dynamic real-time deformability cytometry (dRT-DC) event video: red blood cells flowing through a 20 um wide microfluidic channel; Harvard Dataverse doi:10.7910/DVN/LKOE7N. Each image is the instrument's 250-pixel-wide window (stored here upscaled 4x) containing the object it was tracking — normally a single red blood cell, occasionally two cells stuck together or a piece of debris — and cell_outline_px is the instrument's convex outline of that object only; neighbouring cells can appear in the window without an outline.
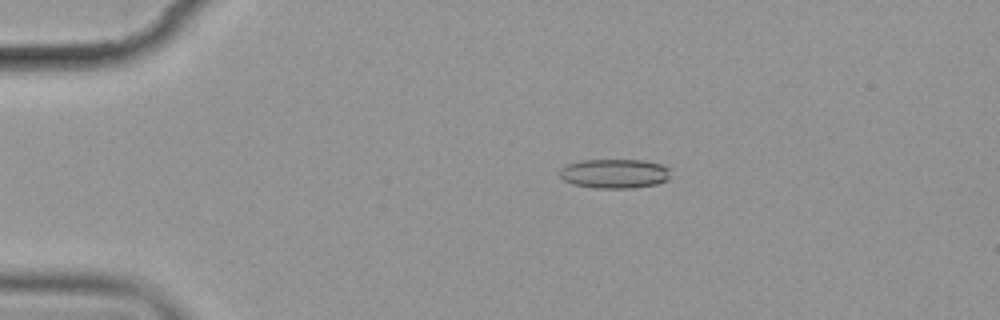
{"species": "common noctule bat (a hibernating species)", "species_latin": "Nyctalus noctula", "temperature_condition": "cold", "stored_images_in_passage": 6, "camera_frame_rate_fps": 3000, "um_per_image_px": 0.085, "animal": {"sex": "female", "body_mass_g": 19.9}, "frame": {"image": 1, "passage_image": 3, "time_ms": 3.333, "image_size_px": [1000, 320], "cell_outline_px": [[668, 180], [656, 184], [632, 188], [592, 188], [572, 184], [564, 180], [560, 176], [560, 168], [564, 164], [580, 160], [644, 160], [660, 164], [668, 168]], "centroid_in_image_um": [52.18, 14.75], "position_along_channel_um": 32.8, "area_um2": 19.07}}
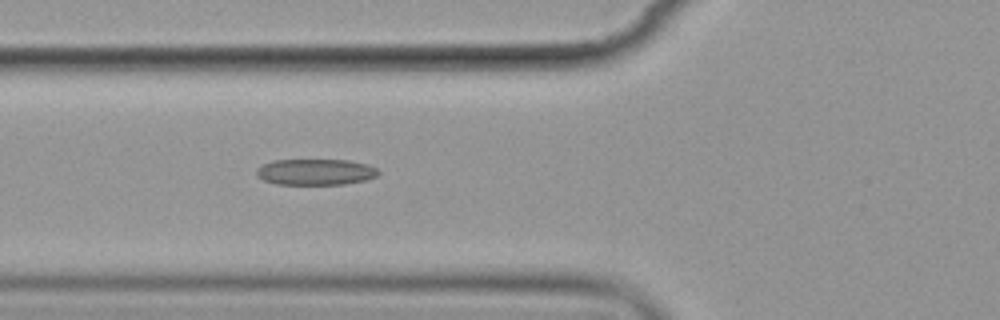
{"frame": {"image": 2, "passage_image": 6, "time_ms": 6.667, "image_size_px": [1000, 320], "cell_outline_px": [[380, 172], [376, 176], [368, 180], [344, 184], [276, 184], [264, 180], [256, 176], [256, 168], [272, 160], [348, 160], [368, 164], [376, 168]], "centroid_in_image_um": [26.83, 14.61], "position_along_channel_um": 99.0, "area_um2": 18.61}}